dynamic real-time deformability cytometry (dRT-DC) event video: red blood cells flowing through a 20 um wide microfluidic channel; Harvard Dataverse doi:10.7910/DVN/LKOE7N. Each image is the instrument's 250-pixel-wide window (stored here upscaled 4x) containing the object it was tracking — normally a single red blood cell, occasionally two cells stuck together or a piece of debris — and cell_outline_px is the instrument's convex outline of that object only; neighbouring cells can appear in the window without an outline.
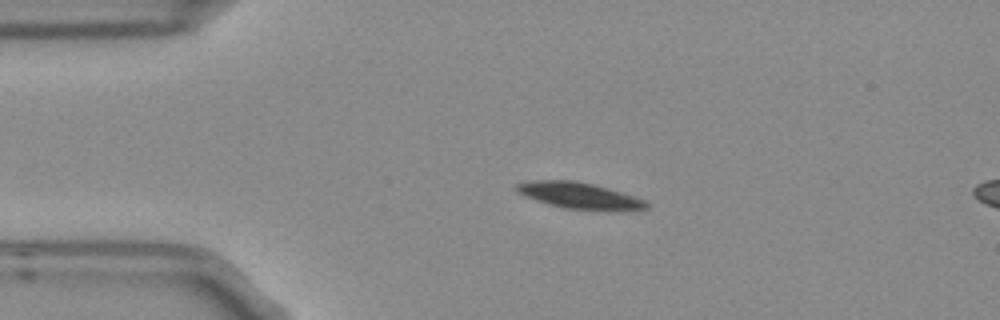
{"species": "Egyptian fruit bat (a non-hibernating species)", "species_latin": "Rousettus aegyptiacus", "temperature_condition": "room temperature", "stored_images_in_passage": 3, "segment_of_instrument_passage": [1, 2], "camera_frame_rate_fps": 3000, "um_per_image_px": 0.085, "frame": {"image": 1, "passage_image": 1, "time_ms": 0.0, "image_size_px": [1000, 320], "cell_outline_px": [[648, 208], [568, 208], [536, 200], [524, 196], [516, 192], [516, 184], [528, 180], [576, 180], [596, 184], [644, 200], [648, 204]], "centroid_in_image_um": [49.09, 16.55], "position_along_channel_um": 35.9, "area_um2": 18.84}}